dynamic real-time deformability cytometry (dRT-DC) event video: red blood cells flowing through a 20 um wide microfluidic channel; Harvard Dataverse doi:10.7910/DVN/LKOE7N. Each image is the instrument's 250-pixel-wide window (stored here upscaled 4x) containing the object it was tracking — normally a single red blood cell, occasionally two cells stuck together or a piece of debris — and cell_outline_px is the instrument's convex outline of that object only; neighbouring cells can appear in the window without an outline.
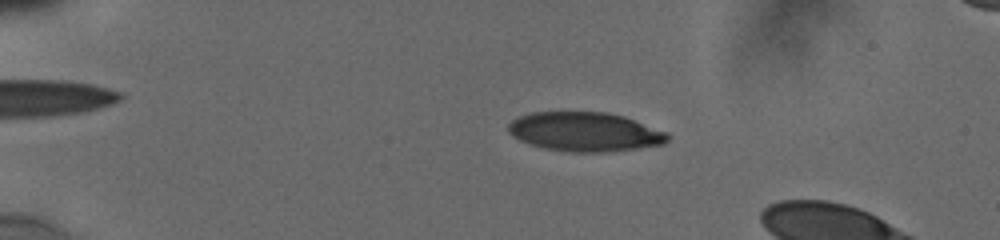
{"species": "human", "species_latin": "Homo sapiens", "temperature_condition": "cold", "stored_images_in_passage": 18, "camera_frame_rate_fps": 3000, "um_per_image_px": 0.085, "donor": {"sex": "male"}, "frame": {"image": 1, "passage_image": 12, "time_ms": 4.0, "image_size_px": [1000, 240], "cell_outline_px": [[668, 140], [664, 144], [636, 148], [604, 152], [568, 152], [544, 148], [520, 140], [512, 136], [508, 132], [508, 124], [516, 116], [532, 112], [608, 112], [624, 116], [668, 132]], "centroid_in_image_um": [49.7, 11.19], "position_along_channel_um": 35.3, "area_um2": 36.47}}